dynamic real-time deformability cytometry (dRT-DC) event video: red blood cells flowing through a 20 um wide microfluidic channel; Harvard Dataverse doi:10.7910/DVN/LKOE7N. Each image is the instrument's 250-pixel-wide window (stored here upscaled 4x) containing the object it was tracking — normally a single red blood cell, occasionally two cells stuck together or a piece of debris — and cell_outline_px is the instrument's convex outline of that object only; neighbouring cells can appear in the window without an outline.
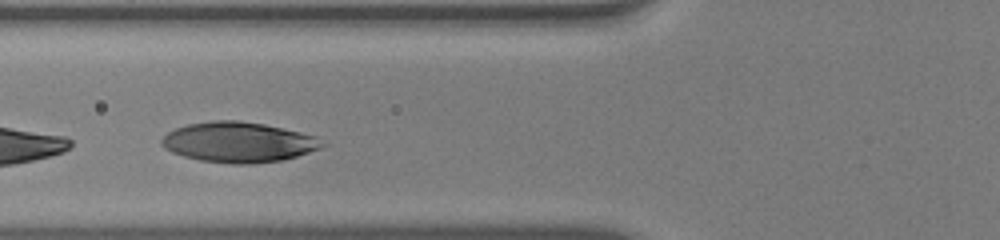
{"species": "human", "species_latin": "Homo sapiens", "temperature_condition": "warm", "stored_images_in_passage": 15, "camera_frame_rate_fps": 3000, "um_per_image_px": 0.085, "donor": {"sex": "male"}, "frame": {"image": 1, "passage_image": 9, "time_ms": 2.667, "image_size_px": [1000, 240], "cell_outline_px": [[328, 144], [320, 148], [284, 160], [252, 164], [232, 164], [200, 160], [184, 156], [172, 152], [164, 148], [160, 144], [160, 140], [168, 132], [176, 128], [188, 124], [212, 120], [240, 120], [264, 124], [300, 132], [316, 136]], "centroid_in_image_um": [20.27, 12.08], "position_along_channel_um": 105.5, "area_um2": 37.8}}